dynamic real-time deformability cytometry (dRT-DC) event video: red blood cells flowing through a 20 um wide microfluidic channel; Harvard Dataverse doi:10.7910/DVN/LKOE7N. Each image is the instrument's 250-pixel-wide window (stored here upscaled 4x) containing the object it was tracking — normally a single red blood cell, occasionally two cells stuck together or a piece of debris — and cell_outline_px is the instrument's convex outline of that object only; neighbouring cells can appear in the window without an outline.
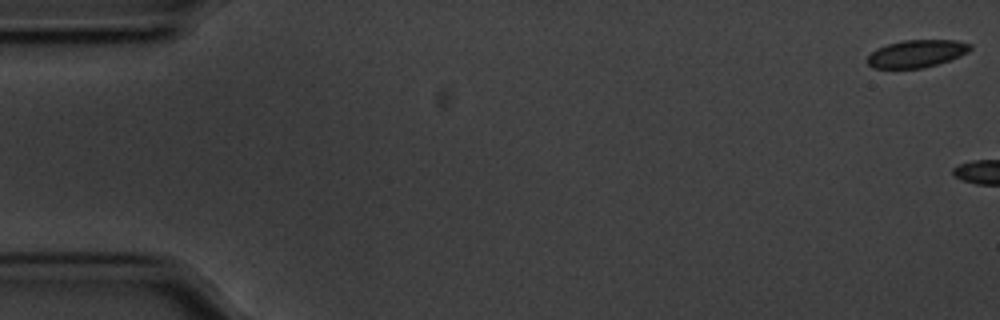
{"species": "common noctule bat (a hibernating species)", "species_latin": "Nyctalus noctula", "temperature_condition": "cold", "stored_images_in_passage": 5, "camera_frame_rate_fps": 3000, "um_per_image_px": 0.085, "animal": {"sex": "male", "body_mass_g": 20.1, "forearm_length_mm": 53.5}, "frame": {"image": 1, "passage_image": 1, "time_ms": 0.0, "image_size_px": [1000, 320], "cell_outline_px": [[972, 48], [968, 52], [960, 56], [924, 68], [872, 68], [868, 64], [868, 56], [876, 48], [888, 44], [904, 40], [956, 40], [972, 44]], "centroid_in_image_um": [77.92, 4.55], "position_along_channel_um": 7.1, "area_um2": 16.42}}